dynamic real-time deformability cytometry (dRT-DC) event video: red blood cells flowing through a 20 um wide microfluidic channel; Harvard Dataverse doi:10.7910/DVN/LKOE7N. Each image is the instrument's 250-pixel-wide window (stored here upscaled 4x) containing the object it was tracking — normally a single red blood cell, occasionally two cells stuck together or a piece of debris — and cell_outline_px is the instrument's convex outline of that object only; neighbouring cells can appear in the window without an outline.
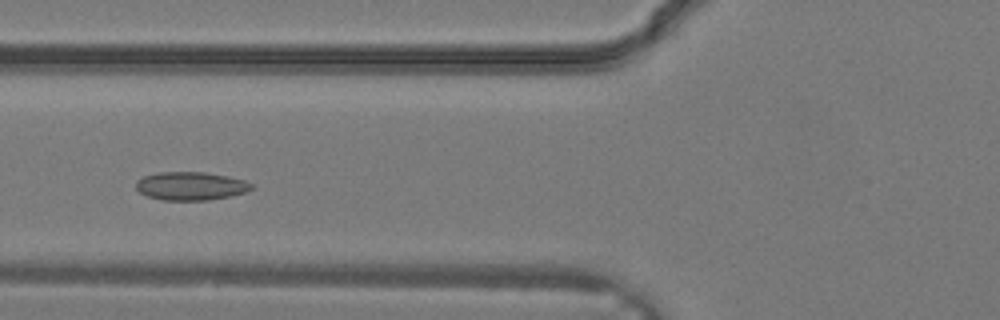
{"species": "common noctule bat (a hibernating species)", "species_latin": "Nyctalus noctula", "temperature_condition": "warm", "stored_images_in_passage": 31, "camera_frame_rate_fps": 3000, "um_per_image_px": 0.085, "animal": {"sex": "male", "body_mass_g": 19.2, "forearm_length_mm": 51.8}, "frame": {"image": 1, "passage_image": 11, "time_ms": 3.333, "image_size_px": [1000, 320], "cell_outline_px": [[252, 188], [244, 192], [228, 196], [208, 200], [164, 200], [148, 196], [140, 192], [136, 188], [136, 180], [144, 176], [156, 172], [204, 172], [228, 176], [244, 180], [252, 184]], "centroid_in_image_um": [16.18, 15.8], "position_along_channel_um": 109.6, "area_um2": 18.9}}
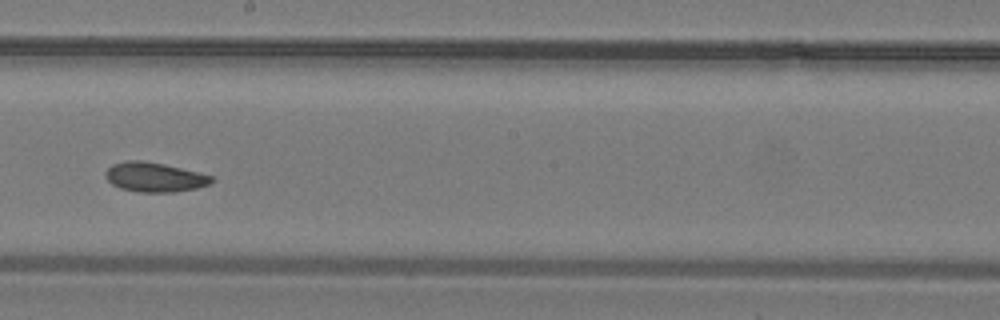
{"frame": {"image": 2, "passage_image": 17, "time_ms": 5.333, "image_size_px": [1000, 320], "cell_outline_px": [[216, 180], [212, 184], [196, 188], [176, 192], [140, 192], [120, 188], [112, 184], [104, 176], [104, 172], [112, 164], [128, 160], [140, 160], [164, 164], [212, 176]], "centroid_in_image_um": [13.13, 15.06], "position_along_channel_um": 235.1, "area_um2": 18.26}}
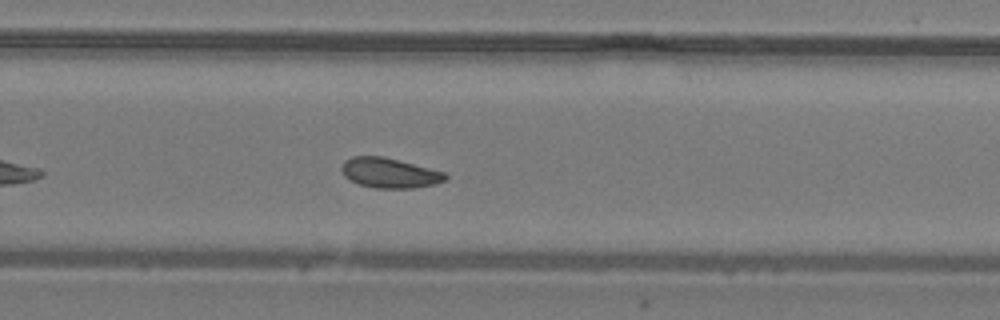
{"frame": {"image": 3, "passage_image": 20, "time_ms": 6.333, "image_size_px": [1000, 320], "cell_outline_px": [[448, 176], [444, 180], [436, 184], [412, 188], [376, 188], [360, 184], [348, 180], [344, 176], [340, 168], [340, 164], [344, 160], [352, 156], [384, 156], [444, 172]], "centroid_in_image_um": [33.05, 14.69], "position_along_channel_um": 296.7, "area_um2": 18.21}}